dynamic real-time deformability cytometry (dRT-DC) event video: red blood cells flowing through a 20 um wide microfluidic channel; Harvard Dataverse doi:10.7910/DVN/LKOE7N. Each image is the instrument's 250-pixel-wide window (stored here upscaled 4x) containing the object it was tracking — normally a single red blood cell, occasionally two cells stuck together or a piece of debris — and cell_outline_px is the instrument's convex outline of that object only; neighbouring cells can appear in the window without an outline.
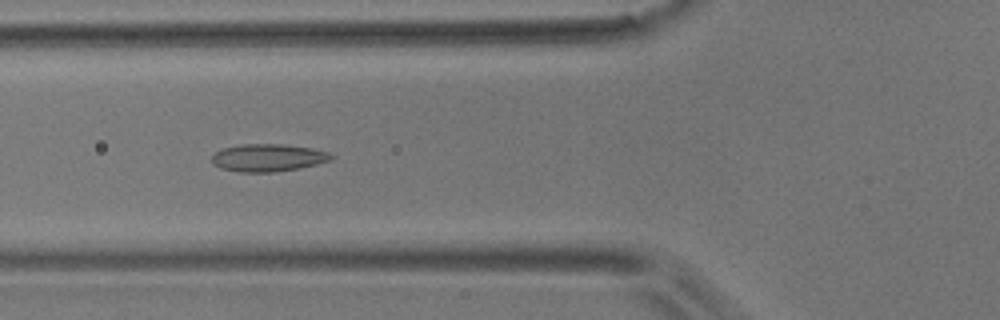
{"species": "common noctule bat (a hibernating species)", "species_latin": "Nyctalus noctula", "temperature_condition": "room temperature", "stored_images_in_passage": 49, "camera_frame_rate_fps": 3000, "um_per_image_px": 0.085, "animal": {"sex": "male", "body_mass_g": 17.9}, "frame": {"image": 1, "passage_image": 19, "time_ms": 6.0, "image_size_px": [1000, 320], "cell_outline_px": [[336, 156], [332, 160], [300, 168], [272, 172], [240, 172], [220, 168], [212, 164], [212, 156], [216, 152], [224, 148], [240, 144], [284, 144], [312, 148], [328, 152]], "centroid_in_image_um": [22.8, 13.4], "position_along_channel_um": 103.0, "area_um2": 19.25}}
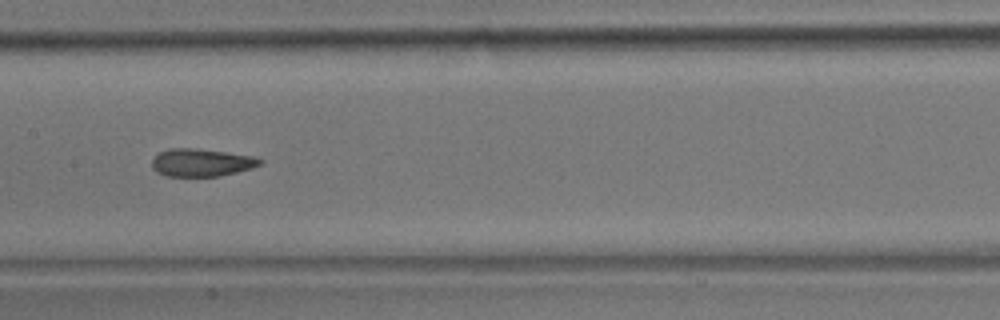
{"frame": {"image": 2, "passage_image": 26, "time_ms": 8.333, "image_size_px": [1000, 320], "cell_outline_px": [[264, 164], [252, 168], [220, 176], [164, 176], [156, 172], [152, 168], [152, 160], [160, 152], [168, 148], [196, 148], [256, 156], [264, 160]], "centroid_in_image_um": [17.16, 13.81], "position_along_channel_um": 190.2, "area_um2": 17.69}}
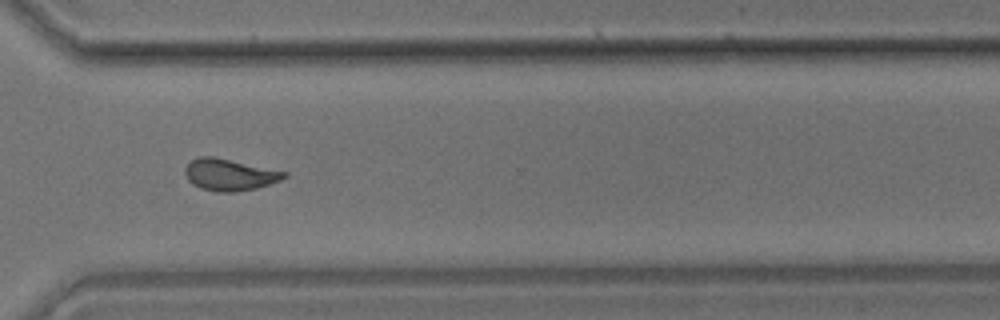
{"frame": {"image": 3, "passage_image": 39, "time_ms": 12.667, "image_size_px": [1000, 320], "cell_outline_px": [[288, 176], [280, 180], [256, 188], [232, 192], [216, 192], [200, 188], [192, 184], [188, 180], [184, 172], [184, 168], [192, 160], [200, 156], [212, 156], [288, 172]], "centroid_in_image_um": [19.49, 14.85], "position_along_channel_um": 351.1, "area_um2": 18.21}, "authors_computed_cell_mechanics": {"area_um2": 18.0336, "velocity_mm_per_s": 3.7243, "shape_relaxation_time_tau1_ms": null, "shape_relaxation_time_tau2_ms": 2.2227, "deformation_change_tau1": null, "deformation_change_tau2": 0.0831}}